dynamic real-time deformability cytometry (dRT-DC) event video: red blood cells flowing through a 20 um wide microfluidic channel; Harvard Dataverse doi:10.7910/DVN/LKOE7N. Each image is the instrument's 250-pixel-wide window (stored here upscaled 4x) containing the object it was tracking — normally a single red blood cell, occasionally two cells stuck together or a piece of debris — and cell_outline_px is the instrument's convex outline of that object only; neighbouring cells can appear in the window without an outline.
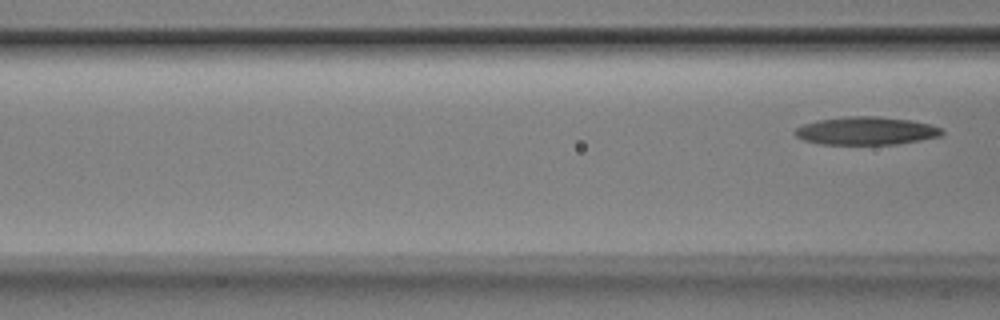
{"species": "Egyptian fruit bat (a non-hibernating species)", "species_latin": "Rousettus aegyptiacus", "temperature_condition": "room temperature", "stored_images_in_passage": 8, "camera_frame_rate_fps": 3000, "um_per_image_px": 0.085, "animal": {"sex": "male"}, "frame": {"image": 1, "passage_image": 8, "time_ms": 2.333, "image_size_px": [1000, 320], "cell_outline_px": [[944, 132], [940, 136], [896, 144], [820, 144], [804, 140], [796, 136], [792, 132], [796, 128], [804, 124], [820, 120], [848, 116], [880, 116], [912, 120], [928, 124], [940, 128]], "centroid_in_image_um": [73.6, 11.12], "position_along_channel_um": 93.0, "area_um2": 23.81}}